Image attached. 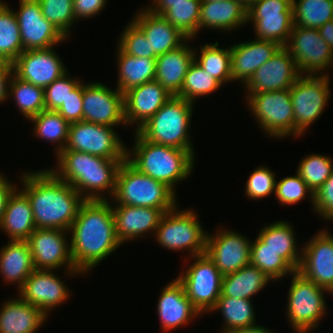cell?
<instances>
[{
	"label": "cell",
	"instance_id": "obj_2",
	"mask_svg": "<svg viewBox=\"0 0 333 333\" xmlns=\"http://www.w3.org/2000/svg\"><path fill=\"white\" fill-rule=\"evenodd\" d=\"M47 168L21 172L20 190L30 202L36 228L69 231L86 200Z\"/></svg>",
	"mask_w": 333,
	"mask_h": 333
},
{
	"label": "cell",
	"instance_id": "obj_34",
	"mask_svg": "<svg viewBox=\"0 0 333 333\" xmlns=\"http://www.w3.org/2000/svg\"><path fill=\"white\" fill-rule=\"evenodd\" d=\"M116 47L118 80L115 88L124 94L131 88L155 80L156 58L131 56Z\"/></svg>",
	"mask_w": 333,
	"mask_h": 333
},
{
	"label": "cell",
	"instance_id": "obj_37",
	"mask_svg": "<svg viewBox=\"0 0 333 333\" xmlns=\"http://www.w3.org/2000/svg\"><path fill=\"white\" fill-rule=\"evenodd\" d=\"M220 42L206 43L194 48V60L205 71L218 80L223 86L232 82L230 46L219 47ZM199 54V55H198Z\"/></svg>",
	"mask_w": 333,
	"mask_h": 333
},
{
	"label": "cell",
	"instance_id": "obj_9",
	"mask_svg": "<svg viewBox=\"0 0 333 333\" xmlns=\"http://www.w3.org/2000/svg\"><path fill=\"white\" fill-rule=\"evenodd\" d=\"M245 94L247 108L265 136L285 139L291 135L294 138V110L290 89Z\"/></svg>",
	"mask_w": 333,
	"mask_h": 333
},
{
	"label": "cell",
	"instance_id": "obj_43",
	"mask_svg": "<svg viewBox=\"0 0 333 333\" xmlns=\"http://www.w3.org/2000/svg\"><path fill=\"white\" fill-rule=\"evenodd\" d=\"M202 0H187L170 3L162 16L174 27L178 28L189 39H195L198 34V21Z\"/></svg>",
	"mask_w": 333,
	"mask_h": 333
},
{
	"label": "cell",
	"instance_id": "obj_44",
	"mask_svg": "<svg viewBox=\"0 0 333 333\" xmlns=\"http://www.w3.org/2000/svg\"><path fill=\"white\" fill-rule=\"evenodd\" d=\"M223 85L205 72L195 60L190 64L181 91L176 95L196 104V99L209 96Z\"/></svg>",
	"mask_w": 333,
	"mask_h": 333
},
{
	"label": "cell",
	"instance_id": "obj_45",
	"mask_svg": "<svg viewBox=\"0 0 333 333\" xmlns=\"http://www.w3.org/2000/svg\"><path fill=\"white\" fill-rule=\"evenodd\" d=\"M296 172L315 193L333 172V159L322 154H307L301 159Z\"/></svg>",
	"mask_w": 333,
	"mask_h": 333
},
{
	"label": "cell",
	"instance_id": "obj_11",
	"mask_svg": "<svg viewBox=\"0 0 333 333\" xmlns=\"http://www.w3.org/2000/svg\"><path fill=\"white\" fill-rule=\"evenodd\" d=\"M330 76L301 75L290 88L294 110V139L304 136L322 116L331 99Z\"/></svg>",
	"mask_w": 333,
	"mask_h": 333
},
{
	"label": "cell",
	"instance_id": "obj_36",
	"mask_svg": "<svg viewBox=\"0 0 333 333\" xmlns=\"http://www.w3.org/2000/svg\"><path fill=\"white\" fill-rule=\"evenodd\" d=\"M252 301L253 300L220 296L210 312L211 314L217 311L221 313V317H223V327L220 333L256 325L257 317L255 316V305H253Z\"/></svg>",
	"mask_w": 333,
	"mask_h": 333
},
{
	"label": "cell",
	"instance_id": "obj_20",
	"mask_svg": "<svg viewBox=\"0 0 333 333\" xmlns=\"http://www.w3.org/2000/svg\"><path fill=\"white\" fill-rule=\"evenodd\" d=\"M55 272L35 269L17 293L23 301L39 308L47 317L54 309L65 304L72 293L65 280L61 279L63 277Z\"/></svg>",
	"mask_w": 333,
	"mask_h": 333
},
{
	"label": "cell",
	"instance_id": "obj_8",
	"mask_svg": "<svg viewBox=\"0 0 333 333\" xmlns=\"http://www.w3.org/2000/svg\"><path fill=\"white\" fill-rule=\"evenodd\" d=\"M287 292L286 318L295 333L318 329L328 311L325 295L328 290L316 285L295 271Z\"/></svg>",
	"mask_w": 333,
	"mask_h": 333
},
{
	"label": "cell",
	"instance_id": "obj_32",
	"mask_svg": "<svg viewBox=\"0 0 333 333\" xmlns=\"http://www.w3.org/2000/svg\"><path fill=\"white\" fill-rule=\"evenodd\" d=\"M34 270L27 241L8 240L0 248V275L5 284L17 285V292Z\"/></svg>",
	"mask_w": 333,
	"mask_h": 333
},
{
	"label": "cell",
	"instance_id": "obj_19",
	"mask_svg": "<svg viewBox=\"0 0 333 333\" xmlns=\"http://www.w3.org/2000/svg\"><path fill=\"white\" fill-rule=\"evenodd\" d=\"M302 247L298 269L305 278L333 293V235L319 229Z\"/></svg>",
	"mask_w": 333,
	"mask_h": 333
},
{
	"label": "cell",
	"instance_id": "obj_47",
	"mask_svg": "<svg viewBox=\"0 0 333 333\" xmlns=\"http://www.w3.org/2000/svg\"><path fill=\"white\" fill-rule=\"evenodd\" d=\"M274 195L283 206L297 204L308 197L314 208V193L297 172L293 176L283 177L279 182L276 179Z\"/></svg>",
	"mask_w": 333,
	"mask_h": 333
},
{
	"label": "cell",
	"instance_id": "obj_46",
	"mask_svg": "<svg viewBox=\"0 0 333 333\" xmlns=\"http://www.w3.org/2000/svg\"><path fill=\"white\" fill-rule=\"evenodd\" d=\"M43 16L69 39L77 22L73 13V0H38Z\"/></svg>",
	"mask_w": 333,
	"mask_h": 333
},
{
	"label": "cell",
	"instance_id": "obj_31",
	"mask_svg": "<svg viewBox=\"0 0 333 333\" xmlns=\"http://www.w3.org/2000/svg\"><path fill=\"white\" fill-rule=\"evenodd\" d=\"M35 229L30 202L17 187L8 198L0 230L9 240L26 241Z\"/></svg>",
	"mask_w": 333,
	"mask_h": 333
},
{
	"label": "cell",
	"instance_id": "obj_26",
	"mask_svg": "<svg viewBox=\"0 0 333 333\" xmlns=\"http://www.w3.org/2000/svg\"><path fill=\"white\" fill-rule=\"evenodd\" d=\"M280 47L275 42L256 38L230 45L232 82L238 81L244 86Z\"/></svg>",
	"mask_w": 333,
	"mask_h": 333
},
{
	"label": "cell",
	"instance_id": "obj_22",
	"mask_svg": "<svg viewBox=\"0 0 333 333\" xmlns=\"http://www.w3.org/2000/svg\"><path fill=\"white\" fill-rule=\"evenodd\" d=\"M12 64L18 78L44 89L68 70L54 46L25 50Z\"/></svg>",
	"mask_w": 333,
	"mask_h": 333
},
{
	"label": "cell",
	"instance_id": "obj_38",
	"mask_svg": "<svg viewBox=\"0 0 333 333\" xmlns=\"http://www.w3.org/2000/svg\"><path fill=\"white\" fill-rule=\"evenodd\" d=\"M33 124L35 138L50 142L56 146L55 156L64 150L67 140L70 123L66 121L57 111L43 110L29 120Z\"/></svg>",
	"mask_w": 333,
	"mask_h": 333
},
{
	"label": "cell",
	"instance_id": "obj_6",
	"mask_svg": "<svg viewBox=\"0 0 333 333\" xmlns=\"http://www.w3.org/2000/svg\"><path fill=\"white\" fill-rule=\"evenodd\" d=\"M194 105L181 97L172 96L136 132L152 143L181 150H193L190 126Z\"/></svg>",
	"mask_w": 333,
	"mask_h": 333
},
{
	"label": "cell",
	"instance_id": "obj_60",
	"mask_svg": "<svg viewBox=\"0 0 333 333\" xmlns=\"http://www.w3.org/2000/svg\"><path fill=\"white\" fill-rule=\"evenodd\" d=\"M202 1H225V0H202Z\"/></svg>",
	"mask_w": 333,
	"mask_h": 333
},
{
	"label": "cell",
	"instance_id": "obj_50",
	"mask_svg": "<svg viewBox=\"0 0 333 333\" xmlns=\"http://www.w3.org/2000/svg\"><path fill=\"white\" fill-rule=\"evenodd\" d=\"M79 77H72L67 71L44 89L45 110L57 111L72 90L81 82Z\"/></svg>",
	"mask_w": 333,
	"mask_h": 333
},
{
	"label": "cell",
	"instance_id": "obj_35",
	"mask_svg": "<svg viewBox=\"0 0 333 333\" xmlns=\"http://www.w3.org/2000/svg\"><path fill=\"white\" fill-rule=\"evenodd\" d=\"M271 280L264 272L251 264L236 272L223 275L221 295L253 300Z\"/></svg>",
	"mask_w": 333,
	"mask_h": 333
},
{
	"label": "cell",
	"instance_id": "obj_13",
	"mask_svg": "<svg viewBox=\"0 0 333 333\" xmlns=\"http://www.w3.org/2000/svg\"><path fill=\"white\" fill-rule=\"evenodd\" d=\"M114 127L85 121L70 123L67 144L62 151H79L106 159L125 160L126 144Z\"/></svg>",
	"mask_w": 333,
	"mask_h": 333
},
{
	"label": "cell",
	"instance_id": "obj_4",
	"mask_svg": "<svg viewBox=\"0 0 333 333\" xmlns=\"http://www.w3.org/2000/svg\"><path fill=\"white\" fill-rule=\"evenodd\" d=\"M134 132L132 148H126V160L141 173L165 183L177 194L176 185L192 174L195 151L152 143Z\"/></svg>",
	"mask_w": 333,
	"mask_h": 333
},
{
	"label": "cell",
	"instance_id": "obj_14",
	"mask_svg": "<svg viewBox=\"0 0 333 333\" xmlns=\"http://www.w3.org/2000/svg\"><path fill=\"white\" fill-rule=\"evenodd\" d=\"M68 234L69 231L59 229L36 228L33 231L26 241L35 269L58 271L63 268L64 277H82L83 274L74 267L71 259Z\"/></svg>",
	"mask_w": 333,
	"mask_h": 333
},
{
	"label": "cell",
	"instance_id": "obj_30",
	"mask_svg": "<svg viewBox=\"0 0 333 333\" xmlns=\"http://www.w3.org/2000/svg\"><path fill=\"white\" fill-rule=\"evenodd\" d=\"M6 299L0 309V333H37L48 317L19 296Z\"/></svg>",
	"mask_w": 333,
	"mask_h": 333
},
{
	"label": "cell",
	"instance_id": "obj_17",
	"mask_svg": "<svg viewBox=\"0 0 333 333\" xmlns=\"http://www.w3.org/2000/svg\"><path fill=\"white\" fill-rule=\"evenodd\" d=\"M215 233L208 231L205 254L214 262L222 275L238 271L250 264L249 237L217 226Z\"/></svg>",
	"mask_w": 333,
	"mask_h": 333
},
{
	"label": "cell",
	"instance_id": "obj_49",
	"mask_svg": "<svg viewBox=\"0 0 333 333\" xmlns=\"http://www.w3.org/2000/svg\"><path fill=\"white\" fill-rule=\"evenodd\" d=\"M275 172L267 166H258L249 175L244 187L245 197L252 200H260L274 195L276 185Z\"/></svg>",
	"mask_w": 333,
	"mask_h": 333
},
{
	"label": "cell",
	"instance_id": "obj_54",
	"mask_svg": "<svg viewBox=\"0 0 333 333\" xmlns=\"http://www.w3.org/2000/svg\"><path fill=\"white\" fill-rule=\"evenodd\" d=\"M13 74V64L0 61V104L5 103L9 99V82Z\"/></svg>",
	"mask_w": 333,
	"mask_h": 333
},
{
	"label": "cell",
	"instance_id": "obj_42",
	"mask_svg": "<svg viewBox=\"0 0 333 333\" xmlns=\"http://www.w3.org/2000/svg\"><path fill=\"white\" fill-rule=\"evenodd\" d=\"M293 24L320 28L333 20V0H292Z\"/></svg>",
	"mask_w": 333,
	"mask_h": 333
},
{
	"label": "cell",
	"instance_id": "obj_25",
	"mask_svg": "<svg viewBox=\"0 0 333 333\" xmlns=\"http://www.w3.org/2000/svg\"><path fill=\"white\" fill-rule=\"evenodd\" d=\"M115 205V206H114ZM111 204L118 240L123 245L154 235L164 212L161 209Z\"/></svg>",
	"mask_w": 333,
	"mask_h": 333
},
{
	"label": "cell",
	"instance_id": "obj_16",
	"mask_svg": "<svg viewBox=\"0 0 333 333\" xmlns=\"http://www.w3.org/2000/svg\"><path fill=\"white\" fill-rule=\"evenodd\" d=\"M83 121L110 127H127L124 94L103 82L83 83Z\"/></svg>",
	"mask_w": 333,
	"mask_h": 333
},
{
	"label": "cell",
	"instance_id": "obj_53",
	"mask_svg": "<svg viewBox=\"0 0 333 333\" xmlns=\"http://www.w3.org/2000/svg\"><path fill=\"white\" fill-rule=\"evenodd\" d=\"M108 0H73V13L75 20L88 19L105 10Z\"/></svg>",
	"mask_w": 333,
	"mask_h": 333
},
{
	"label": "cell",
	"instance_id": "obj_58",
	"mask_svg": "<svg viewBox=\"0 0 333 333\" xmlns=\"http://www.w3.org/2000/svg\"><path fill=\"white\" fill-rule=\"evenodd\" d=\"M226 333H274V331H272L271 328L267 329V327H265V326L256 324V325H253L250 327L234 329V330L228 331Z\"/></svg>",
	"mask_w": 333,
	"mask_h": 333
},
{
	"label": "cell",
	"instance_id": "obj_18",
	"mask_svg": "<svg viewBox=\"0 0 333 333\" xmlns=\"http://www.w3.org/2000/svg\"><path fill=\"white\" fill-rule=\"evenodd\" d=\"M13 10L24 51L47 49L68 40L43 16L38 0H19L17 11Z\"/></svg>",
	"mask_w": 333,
	"mask_h": 333
},
{
	"label": "cell",
	"instance_id": "obj_39",
	"mask_svg": "<svg viewBox=\"0 0 333 333\" xmlns=\"http://www.w3.org/2000/svg\"><path fill=\"white\" fill-rule=\"evenodd\" d=\"M252 241L250 243V264L264 272L273 280V283L291 276L296 271L276 251L265 247V243L258 236Z\"/></svg>",
	"mask_w": 333,
	"mask_h": 333
},
{
	"label": "cell",
	"instance_id": "obj_40",
	"mask_svg": "<svg viewBox=\"0 0 333 333\" xmlns=\"http://www.w3.org/2000/svg\"><path fill=\"white\" fill-rule=\"evenodd\" d=\"M23 52L14 10L3 1L0 5V61L13 63Z\"/></svg>",
	"mask_w": 333,
	"mask_h": 333
},
{
	"label": "cell",
	"instance_id": "obj_56",
	"mask_svg": "<svg viewBox=\"0 0 333 333\" xmlns=\"http://www.w3.org/2000/svg\"><path fill=\"white\" fill-rule=\"evenodd\" d=\"M185 1L187 0H151L150 5L145 7L157 15H162L168 8H170V3Z\"/></svg>",
	"mask_w": 333,
	"mask_h": 333
},
{
	"label": "cell",
	"instance_id": "obj_1",
	"mask_svg": "<svg viewBox=\"0 0 333 333\" xmlns=\"http://www.w3.org/2000/svg\"><path fill=\"white\" fill-rule=\"evenodd\" d=\"M69 233L71 259L83 275L98 267L122 246L116 235L109 200H86L80 206Z\"/></svg>",
	"mask_w": 333,
	"mask_h": 333
},
{
	"label": "cell",
	"instance_id": "obj_52",
	"mask_svg": "<svg viewBox=\"0 0 333 333\" xmlns=\"http://www.w3.org/2000/svg\"><path fill=\"white\" fill-rule=\"evenodd\" d=\"M57 112L69 123L83 121V80L72 90Z\"/></svg>",
	"mask_w": 333,
	"mask_h": 333
},
{
	"label": "cell",
	"instance_id": "obj_10",
	"mask_svg": "<svg viewBox=\"0 0 333 333\" xmlns=\"http://www.w3.org/2000/svg\"><path fill=\"white\" fill-rule=\"evenodd\" d=\"M184 259L193 262L181 270L177 279L183 284L187 298L202 316L210 313L221 295L223 275L204 253Z\"/></svg>",
	"mask_w": 333,
	"mask_h": 333
},
{
	"label": "cell",
	"instance_id": "obj_12",
	"mask_svg": "<svg viewBox=\"0 0 333 333\" xmlns=\"http://www.w3.org/2000/svg\"><path fill=\"white\" fill-rule=\"evenodd\" d=\"M284 47L294 58L300 75L330 76L333 50L321 38L317 28L293 25Z\"/></svg>",
	"mask_w": 333,
	"mask_h": 333
},
{
	"label": "cell",
	"instance_id": "obj_21",
	"mask_svg": "<svg viewBox=\"0 0 333 333\" xmlns=\"http://www.w3.org/2000/svg\"><path fill=\"white\" fill-rule=\"evenodd\" d=\"M300 76L294 58L283 46L256 70L243 89L245 93L290 89Z\"/></svg>",
	"mask_w": 333,
	"mask_h": 333
},
{
	"label": "cell",
	"instance_id": "obj_33",
	"mask_svg": "<svg viewBox=\"0 0 333 333\" xmlns=\"http://www.w3.org/2000/svg\"><path fill=\"white\" fill-rule=\"evenodd\" d=\"M293 228L291 222L278 220L268 225H262L257 236L265 243V247L276 251L298 271L302 259V246L298 245Z\"/></svg>",
	"mask_w": 333,
	"mask_h": 333
},
{
	"label": "cell",
	"instance_id": "obj_24",
	"mask_svg": "<svg viewBox=\"0 0 333 333\" xmlns=\"http://www.w3.org/2000/svg\"><path fill=\"white\" fill-rule=\"evenodd\" d=\"M157 313L162 333L187 326L194 322L195 318L202 316L187 298L184 286L177 277L161 290L157 301Z\"/></svg>",
	"mask_w": 333,
	"mask_h": 333
},
{
	"label": "cell",
	"instance_id": "obj_3",
	"mask_svg": "<svg viewBox=\"0 0 333 333\" xmlns=\"http://www.w3.org/2000/svg\"><path fill=\"white\" fill-rule=\"evenodd\" d=\"M55 158L56 167L49 169L85 200L112 198L117 172L124 160L106 159L79 151H61Z\"/></svg>",
	"mask_w": 333,
	"mask_h": 333
},
{
	"label": "cell",
	"instance_id": "obj_57",
	"mask_svg": "<svg viewBox=\"0 0 333 333\" xmlns=\"http://www.w3.org/2000/svg\"><path fill=\"white\" fill-rule=\"evenodd\" d=\"M319 34L333 50V20L327 21L318 28Z\"/></svg>",
	"mask_w": 333,
	"mask_h": 333
},
{
	"label": "cell",
	"instance_id": "obj_7",
	"mask_svg": "<svg viewBox=\"0 0 333 333\" xmlns=\"http://www.w3.org/2000/svg\"><path fill=\"white\" fill-rule=\"evenodd\" d=\"M176 206L165 212L154 233L159 246L169 251H187L190 257L204 254L207 244V230L199 221L196 210L186 208L180 210Z\"/></svg>",
	"mask_w": 333,
	"mask_h": 333
},
{
	"label": "cell",
	"instance_id": "obj_28",
	"mask_svg": "<svg viewBox=\"0 0 333 333\" xmlns=\"http://www.w3.org/2000/svg\"><path fill=\"white\" fill-rule=\"evenodd\" d=\"M247 26V9L240 0L202 1L198 33L203 29L231 32Z\"/></svg>",
	"mask_w": 333,
	"mask_h": 333
},
{
	"label": "cell",
	"instance_id": "obj_51",
	"mask_svg": "<svg viewBox=\"0 0 333 333\" xmlns=\"http://www.w3.org/2000/svg\"><path fill=\"white\" fill-rule=\"evenodd\" d=\"M321 220L333 222V172L323 185L314 193V208Z\"/></svg>",
	"mask_w": 333,
	"mask_h": 333
},
{
	"label": "cell",
	"instance_id": "obj_29",
	"mask_svg": "<svg viewBox=\"0 0 333 333\" xmlns=\"http://www.w3.org/2000/svg\"><path fill=\"white\" fill-rule=\"evenodd\" d=\"M188 39L179 48L157 56L155 80L172 96H176L183 86L186 73L194 61V46ZM189 43V44H188Z\"/></svg>",
	"mask_w": 333,
	"mask_h": 333
},
{
	"label": "cell",
	"instance_id": "obj_48",
	"mask_svg": "<svg viewBox=\"0 0 333 333\" xmlns=\"http://www.w3.org/2000/svg\"><path fill=\"white\" fill-rule=\"evenodd\" d=\"M122 31L116 45L124 53L136 57L157 58L154 52H150V41L132 20Z\"/></svg>",
	"mask_w": 333,
	"mask_h": 333
},
{
	"label": "cell",
	"instance_id": "obj_55",
	"mask_svg": "<svg viewBox=\"0 0 333 333\" xmlns=\"http://www.w3.org/2000/svg\"><path fill=\"white\" fill-rule=\"evenodd\" d=\"M19 186L15 185L14 182L7 178V175L0 172V223L2 221L6 204L9 196Z\"/></svg>",
	"mask_w": 333,
	"mask_h": 333
},
{
	"label": "cell",
	"instance_id": "obj_27",
	"mask_svg": "<svg viewBox=\"0 0 333 333\" xmlns=\"http://www.w3.org/2000/svg\"><path fill=\"white\" fill-rule=\"evenodd\" d=\"M150 41V52L157 56L175 50L189 38L170 24L162 15H157L142 7L131 19Z\"/></svg>",
	"mask_w": 333,
	"mask_h": 333
},
{
	"label": "cell",
	"instance_id": "obj_23",
	"mask_svg": "<svg viewBox=\"0 0 333 333\" xmlns=\"http://www.w3.org/2000/svg\"><path fill=\"white\" fill-rule=\"evenodd\" d=\"M172 95L156 80L146 82L124 93V119L136 131L155 115Z\"/></svg>",
	"mask_w": 333,
	"mask_h": 333
},
{
	"label": "cell",
	"instance_id": "obj_41",
	"mask_svg": "<svg viewBox=\"0 0 333 333\" xmlns=\"http://www.w3.org/2000/svg\"><path fill=\"white\" fill-rule=\"evenodd\" d=\"M8 98H12L19 113L28 120L45 110L44 88L23 81L15 74L9 82Z\"/></svg>",
	"mask_w": 333,
	"mask_h": 333
},
{
	"label": "cell",
	"instance_id": "obj_5",
	"mask_svg": "<svg viewBox=\"0 0 333 333\" xmlns=\"http://www.w3.org/2000/svg\"><path fill=\"white\" fill-rule=\"evenodd\" d=\"M177 194L165 183L141 173L126 159L121 163L115 183L111 204L173 210L179 202Z\"/></svg>",
	"mask_w": 333,
	"mask_h": 333
},
{
	"label": "cell",
	"instance_id": "obj_15",
	"mask_svg": "<svg viewBox=\"0 0 333 333\" xmlns=\"http://www.w3.org/2000/svg\"><path fill=\"white\" fill-rule=\"evenodd\" d=\"M256 39L285 46L293 27L292 0H260L247 9Z\"/></svg>",
	"mask_w": 333,
	"mask_h": 333
},
{
	"label": "cell",
	"instance_id": "obj_59",
	"mask_svg": "<svg viewBox=\"0 0 333 333\" xmlns=\"http://www.w3.org/2000/svg\"><path fill=\"white\" fill-rule=\"evenodd\" d=\"M240 1L246 9H249L253 4L259 2L260 0H240Z\"/></svg>",
	"mask_w": 333,
	"mask_h": 333
}]
</instances>
